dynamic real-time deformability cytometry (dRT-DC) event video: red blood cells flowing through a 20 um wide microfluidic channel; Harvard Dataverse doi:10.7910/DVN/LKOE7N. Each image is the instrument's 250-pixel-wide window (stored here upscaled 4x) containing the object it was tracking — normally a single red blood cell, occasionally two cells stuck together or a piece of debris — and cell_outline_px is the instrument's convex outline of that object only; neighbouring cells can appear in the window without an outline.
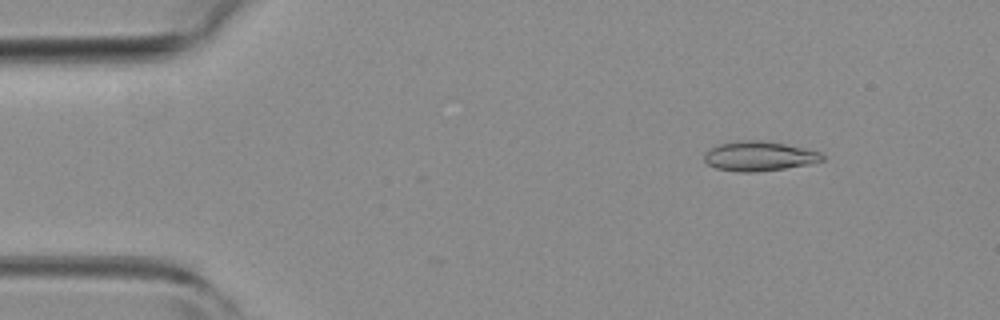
{"species": "common noctule bat (a hibernating species)", "species_latin": "Nyctalus noctula", "temperature_condition": "room temperature", "stored_images_in_passage": 39, "camera_frame_rate_fps": 3000, "um_per_image_px": 0.085, "animal": {"sex": "female", "body_mass_g": 19.3, "forearm_length_mm": 54.1}, "frame": {"image": 1, "passage_image": 6, "time_ms": 1.667, "image_size_px": [1000, 320], "cell_outline_px": [[824, 160], [808, 164], [784, 168], [756, 172], [740, 172], [716, 168], [708, 164], [704, 160], [704, 156], [712, 148], [720, 144], [740, 140], [764, 140], [804, 148], [820, 152], [824, 156]], "centroid_in_image_um": [64.54, 13.27], "position_along_channel_um": 20.5, "area_um2": 20.11}}
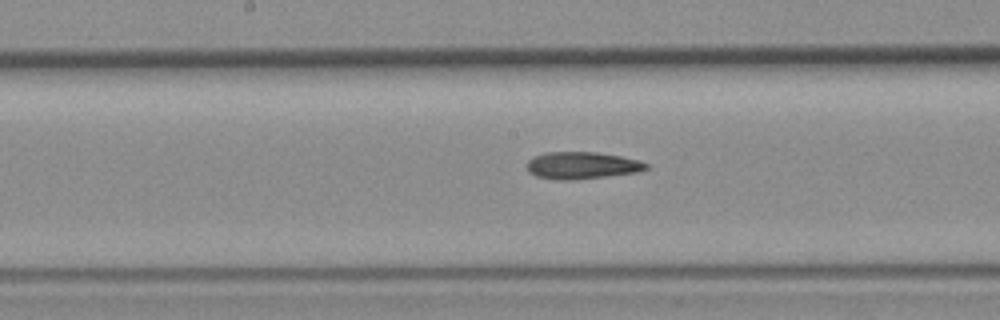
{"frame": {"image": 2, "passage_image": 25, "time_ms": 8.0, "image_size_px": [1000, 320], "cell_outline_px": [[648, 168], [640, 172], [576, 180], [556, 180], [536, 176], [528, 172], [528, 160], [532, 156], [544, 152], [596, 152], [620, 156], [640, 160], [648, 164]], "centroid_in_image_um": [49.46, 14.06], "position_along_channel_um": 198.7, "area_um2": 19.07}}
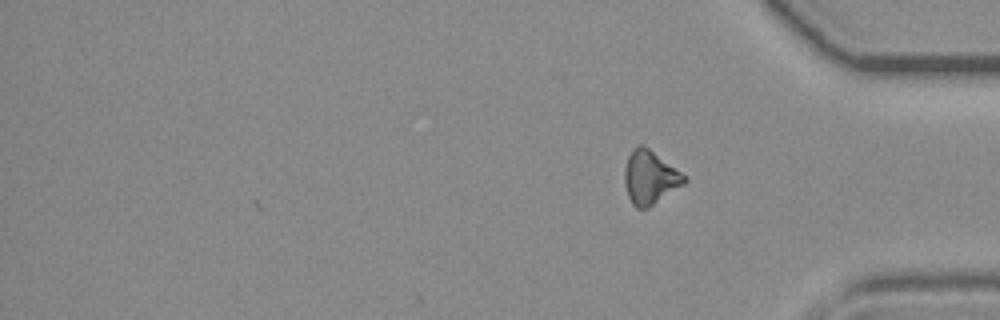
{"frame": {"image": 3, "passage_image": 39, "time_ms": 12.667, "image_size_px": [1000, 320], "cell_outline_px": [[688, 180], [684, 184], [648, 208], [636, 208], [632, 204], [628, 196], [624, 184], [624, 168], [628, 156], [632, 148], [636, 144], [644, 144], [688, 176]], "centroid_in_image_um": [55.25, 15.05], "position_along_channel_um": 380.0, "area_um2": 19.02}}